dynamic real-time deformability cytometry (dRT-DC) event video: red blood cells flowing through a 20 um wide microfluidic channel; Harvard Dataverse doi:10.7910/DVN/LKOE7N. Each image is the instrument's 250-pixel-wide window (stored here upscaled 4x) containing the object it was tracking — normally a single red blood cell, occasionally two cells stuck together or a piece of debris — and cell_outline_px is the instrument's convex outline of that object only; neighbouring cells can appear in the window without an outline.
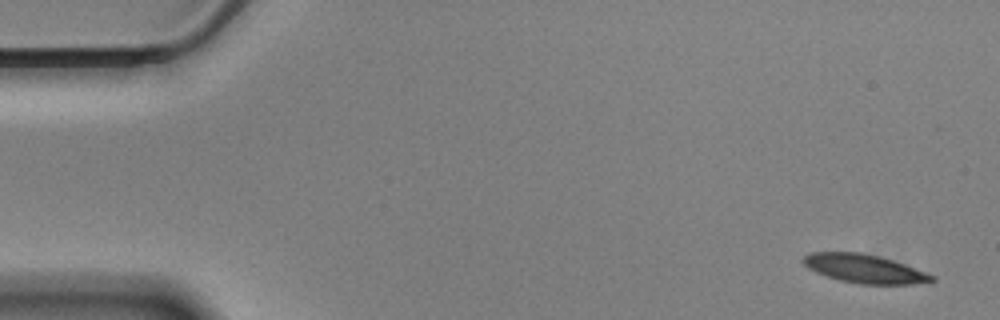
{"species": "Egyptian fruit bat (a non-hibernating species)", "species_latin": "Rousettus aegyptiacus", "temperature_condition": "cold", "stored_images_in_passage": 56, "camera_frame_rate_fps": 3000, "um_per_image_px": 0.085, "animal": {"sex": "male"}, "frame": {"image": 1, "passage_image": 1, "time_ms": 0.0, "image_size_px": [1000, 320], "cell_outline_px": [[936, 280], [912, 284], [860, 284], [840, 280], [816, 272], [808, 268], [800, 260], [804, 256], [812, 252], [860, 252], [880, 256], [904, 264], [936, 276]], "centroid_in_image_um": [73.46, 22.83], "position_along_channel_um": 11.5, "area_um2": 21.33}}
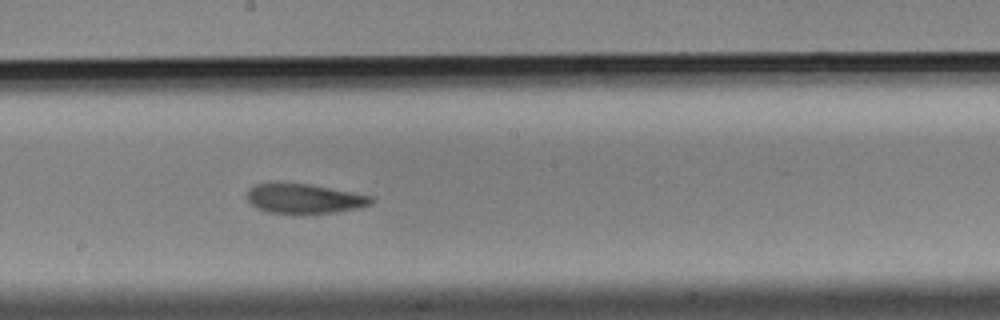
{"frame": {"image": 2, "passage_image": 30, "time_ms": 9.667, "image_size_px": [1000, 320], "cell_outline_px": [[376, 200], [372, 204], [360, 208], [336, 212], [268, 212], [256, 208], [248, 200], [248, 188], [256, 184], [308, 184], [352, 192], [372, 196]], "centroid_in_image_um": [25.92, 16.88], "position_along_channel_um": 222.3, "area_um2": 20.87}}
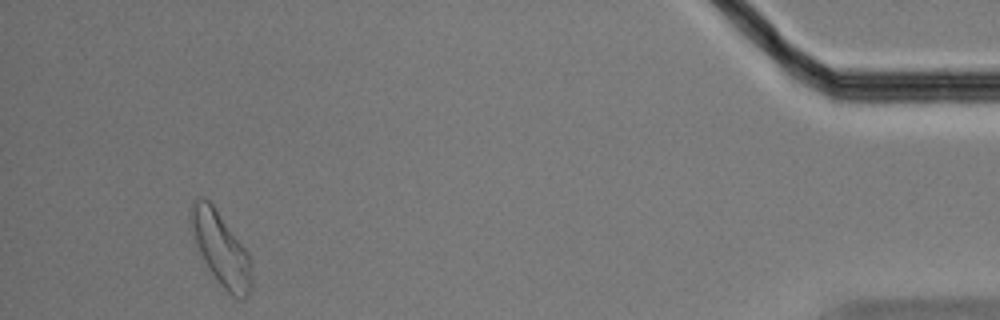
{"frame": {"image": 3, "passage_image": 53, "time_ms": 17.333, "image_size_px": [1000, 320], "cell_outline_px": [[252, 284], [248, 296], [244, 300], [232, 296], [220, 284], [192, 244], [188, 220], [188, 208], [192, 200], [208, 200], [216, 208], [248, 252], [252, 276]], "centroid_in_image_um": [18.71, 21.12], "position_along_channel_um": 416.5, "area_um2": 26.47}, "authors_computed_cell_mechanics": {"area_um2": 22.4553, "velocity_mm_per_s": 3.4319, "shape_relaxation_time_tau1_ms": 8.6024, "shape_relaxation_time_tau2_ms": 4.5758, "deformation_change_tau1": 0.1917, "deformation_change_tau2": 0.1217}}